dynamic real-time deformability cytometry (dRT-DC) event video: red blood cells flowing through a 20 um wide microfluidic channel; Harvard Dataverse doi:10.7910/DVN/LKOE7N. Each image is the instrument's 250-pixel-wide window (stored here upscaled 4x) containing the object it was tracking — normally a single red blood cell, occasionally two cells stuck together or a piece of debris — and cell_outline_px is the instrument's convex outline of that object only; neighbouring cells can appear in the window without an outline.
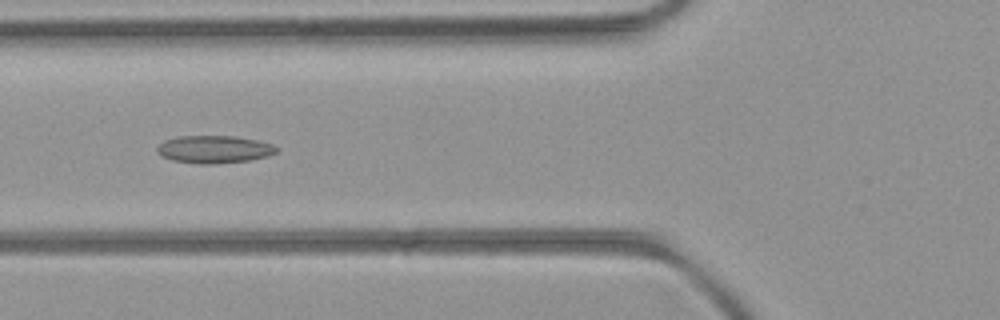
{"species": "common noctule bat (a hibernating species)", "species_latin": "Nyctalus noctula", "temperature_condition": "room temperature", "stored_images_in_passage": 36, "camera_frame_rate_fps": 3000, "um_per_image_px": 0.085, "animal": {"sex": "female", "body_mass_g": 21.9}, "frame": {"image": 1, "passage_image": 10, "time_ms": 3.0, "image_size_px": [1000, 320], "cell_outline_px": [[280, 148], [276, 152], [268, 156], [248, 160], [212, 164], [196, 164], [172, 160], [160, 156], [156, 152], [156, 148], [164, 140], [176, 136], [236, 136], [256, 140], [272, 144]], "centroid_in_image_um": [18.17, 12.69], "position_along_channel_um": 107.6, "area_um2": 19.36}}
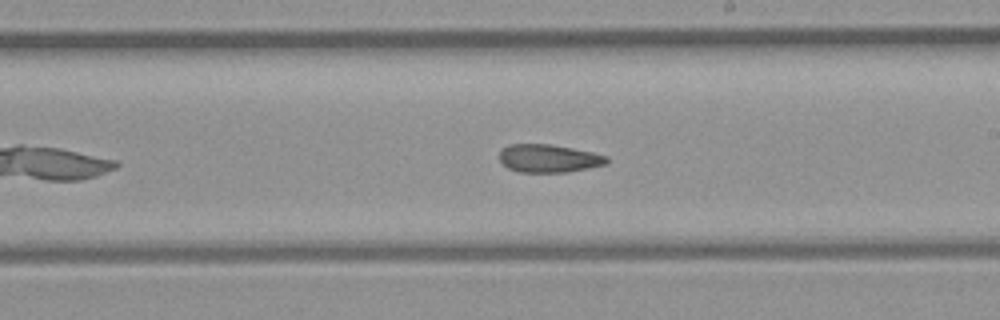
{"frame": {"image": 2, "passage_image": 20, "time_ms": 6.333, "image_size_px": [1000, 320], "cell_outline_px": [[608, 164], [568, 172], [520, 172], [508, 168], [500, 160], [500, 152], [508, 144], [552, 144], [592, 152], [608, 156]], "centroid_in_image_um": [46.67, 13.46], "position_along_channel_um": 242.3, "area_um2": 17.51}}
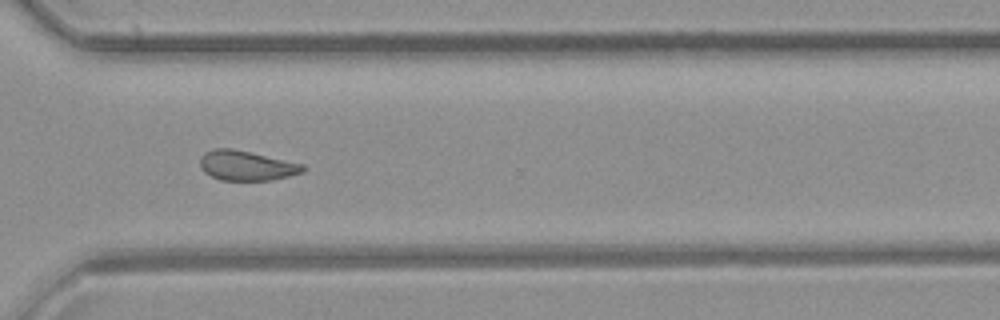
{"frame": {"image": 3, "passage_image": 28, "time_ms": 9.0, "image_size_px": [1000, 320], "cell_outline_px": [[304, 172], [272, 180], [220, 180], [204, 172], [200, 168], [200, 156], [204, 152], [216, 148], [232, 148], [304, 164]], "centroid_in_image_um": [20.92, 14.07], "position_along_channel_um": 349.7, "area_um2": 17.86}, "authors_computed_cell_mechanics": {"area_um2": 18.207, "velocity_mm_per_s": 4.0361, "shape_relaxation_time_tau1_ms": null, "shape_relaxation_time_tau2_ms": 3.7714, "deformation_change_tau1": null, "deformation_change_tau2": 0.1068}}